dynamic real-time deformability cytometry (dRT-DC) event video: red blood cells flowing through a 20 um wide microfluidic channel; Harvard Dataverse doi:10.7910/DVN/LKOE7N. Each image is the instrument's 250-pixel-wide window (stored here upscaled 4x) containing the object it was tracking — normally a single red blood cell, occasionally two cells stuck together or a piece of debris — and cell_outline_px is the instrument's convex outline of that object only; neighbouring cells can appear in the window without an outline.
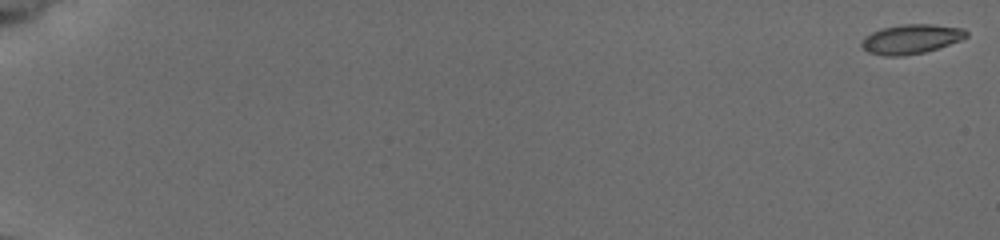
{"species": "common noctule bat (a hibernating species)", "species_latin": "Nyctalus noctula", "temperature_condition": "cold", "stored_images_in_passage": 58, "camera_frame_rate_fps": 3000, "um_per_image_px": 0.085, "animal": {"sex": "female", "body_mass_g": 19.5, "forearm_length_mm": 54.1}, "frame": {"image": 1, "passage_image": 1, "time_ms": 0.0, "image_size_px": [1000, 240], "cell_outline_px": [[968, 36], [960, 40], [924, 52], [900, 56], [884, 56], [868, 52], [860, 44], [864, 36], [872, 32], [884, 28], [900, 24], [932, 24], [964, 28], [968, 32]], "centroid_in_image_um": [77.43, 3.31], "position_along_channel_um": 7.6, "area_um2": 17.86}}
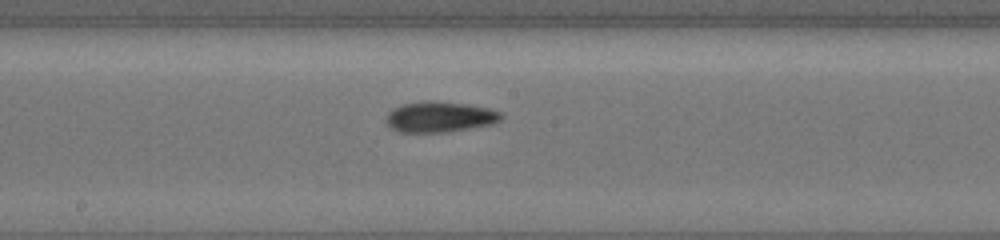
{"frame": {"image": 2, "passage_image": 34, "time_ms": 11.0, "image_size_px": [1000, 240], "cell_outline_px": [[504, 116], [500, 120], [492, 124], [444, 132], [400, 132], [392, 128], [384, 120], [388, 112], [392, 108], [400, 104], [424, 100], [432, 100], [468, 104], [488, 108], [500, 112]], "centroid_in_image_um": [37.34, 9.91], "position_along_channel_um": 210.9, "area_um2": 20.69}}
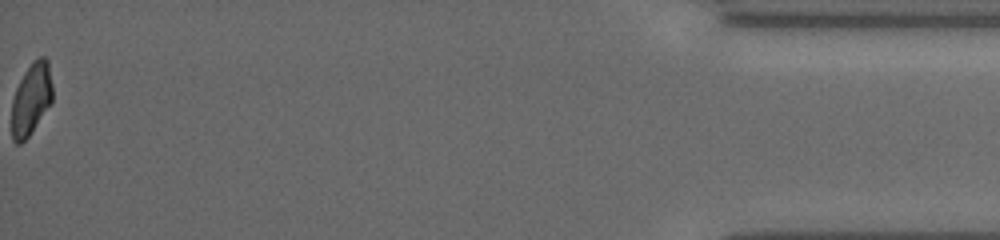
{"frame": {"image": 3, "passage_image": 58, "time_ms": 19.0, "image_size_px": [1000, 240], "cell_outline_px": [[52, 100], [28, 136], [20, 144], [16, 144], [12, 140], [12, 100], [16, 88], [24, 72], [32, 60], [40, 56], [44, 56], [48, 60], [52, 84]], "centroid_in_image_um": [2.64, 8.37], "position_along_channel_um": 432.6, "area_um2": 16.94}, "authors_computed_cell_mechanics": {"area_um2": 18.2359, "velocity_mm_per_s": 3.7753, "shape_relaxation_time_tau1_ms": 3.7268, "shape_relaxation_time_tau2_ms": 4.4141, "deformation_change_tau1": 0.115, "deformation_change_tau2": 0.0838}}